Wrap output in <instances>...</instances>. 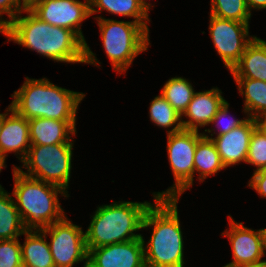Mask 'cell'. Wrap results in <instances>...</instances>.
Instances as JSON below:
<instances>
[{
	"mask_svg": "<svg viewBox=\"0 0 266 267\" xmlns=\"http://www.w3.org/2000/svg\"><path fill=\"white\" fill-rule=\"evenodd\" d=\"M20 13L2 32L14 41L54 62L85 63L86 43L72 30L53 26L36 17L29 9Z\"/></svg>",
	"mask_w": 266,
	"mask_h": 267,
	"instance_id": "6da1fadb",
	"label": "cell"
},
{
	"mask_svg": "<svg viewBox=\"0 0 266 267\" xmlns=\"http://www.w3.org/2000/svg\"><path fill=\"white\" fill-rule=\"evenodd\" d=\"M179 199L158 198L146 211L142 229L153 227L143 239L146 267H184V240L177 209Z\"/></svg>",
	"mask_w": 266,
	"mask_h": 267,
	"instance_id": "7a4b0ae2",
	"label": "cell"
},
{
	"mask_svg": "<svg viewBox=\"0 0 266 267\" xmlns=\"http://www.w3.org/2000/svg\"><path fill=\"white\" fill-rule=\"evenodd\" d=\"M86 96L54 85L47 78H25L22 86L11 95L12 108L29 119L45 118L60 121H76L79 104Z\"/></svg>",
	"mask_w": 266,
	"mask_h": 267,
	"instance_id": "3957f363",
	"label": "cell"
},
{
	"mask_svg": "<svg viewBox=\"0 0 266 267\" xmlns=\"http://www.w3.org/2000/svg\"><path fill=\"white\" fill-rule=\"evenodd\" d=\"M14 202L26 230H43L66 214L59 203V195L69 197L62 188L24 175L13 165Z\"/></svg>",
	"mask_w": 266,
	"mask_h": 267,
	"instance_id": "277c9868",
	"label": "cell"
},
{
	"mask_svg": "<svg viewBox=\"0 0 266 267\" xmlns=\"http://www.w3.org/2000/svg\"><path fill=\"white\" fill-rule=\"evenodd\" d=\"M151 202L114 201L98 206L85 231L87 249L122 243L142 237V229ZM135 232V233H134Z\"/></svg>",
	"mask_w": 266,
	"mask_h": 267,
	"instance_id": "5b68a950",
	"label": "cell"
},
{
	"mask_svg": "<svg viewBox=\"0 0 266 267\" xmlns=\"http://www.w3.org/2000/svg\"><path fill=\"white\" fill-rule=\"evenodd\" d=\"M99 26L102 46L113 70L122 75L133 60L150 45L149 32L139 23L94 17ZM123 72V73H122Z\"/></svg>",
	"mask_w": 266,
	"mask_h": 267,
	"instance_id": "8992f818",
	"label": "cell"
},
{
	"mask_svg": "<svg viewBox=\"0 0 266 267\" xmlns=\"http://www.w3.org/2000/svg\"><path fill=\"white\" fill-rule=\"evenodd\" d=\"M74 144L31 145L21 166L24 175L67 191L71 178ZM27 172V173H26Z\"/></svg>",
	"mask_w": 266,
	"mask_h": 267,
	"instance_id": "52a82bcc",
	"label": "cell"
},
{
	"mask_svg": "<svg viewBox=\"0 0 266 267\" xmlns=\"http://www.w3.org/2000/svg\"><path fill=\"white\" fill-rule=\"evenodd\" d=\"M203 137L202 133L191 130H181L167 134V152L171 170L174 175V184L162 192H154V199L175 198L193 186L194 181V154L197 142Z\"/></svg>",
	"mask_w": 266,
	"mask_h": 267,
	"instance_id": "ba28073f",
	"label": "cell"
},
{
	"mask_svg": "<svg viewBox=\"0 0 266 267\" xmlns=\"http://www.w3.org/2000/svg\"><path fill=\"white\" fill-rule=\"evenodd\" d=\"M29 10L42 21L74 31L86 43L85 63L100 66L81 29V23L90 17L89 0H41Z\"/></svg>",
	"mask_w": 266,
	"mask_h": 267,
	"instance_id": "9c48e42d",
	"label": "cell"
},
{
	"mask_svg": "<svg viewBox=\"0 0 266 267\" xmlns=\"http://www.w3.org/2000/svg\"><path fill=\"white\" fill-rule=\"evenodd\" d=\"M41 231L51 238L48 244L55 267H73L79 262L87 267L88 249L82 227L73 224L65 215L60 221Z\"/></svg>",
	"mask_w": 266,
	"mask_h": 267,
	"instance_id": "30bf717a",
	"label": "cell"
},
{
	"mask_svg": "<svg viewBox=\"0 0 266 267\" xmlns=\"http://www.w3.org/2000/svg\"><path fill=\"white\" fill-rule=\"evenodd\" d=\"M209 33L224 66L231 71L239 62L246 46L255 38L249 34V24L209 16Z\"/></svg>",
	"mask_w": 266,
	"mask_h": 267,
	"instance_id": "8fae6325",
	"label": "cell"
},
{
	"mask_svg": "<svg viewBox=\"0 0 266 267\" xmlns=\"http://www.w3.org/2000/svg\"><path fill=\"white\" fill-rule=\"evenodd\" d=\"M229 230L222 232L228 237L232 249V262L222 267H239L262 260L266 255L264 228L254 230L245 227L242 222H236L231 215L228 216Z\"/></svg>",
	"mask_w": 266,
	"mask_h": 267,
	"instance_id": "7c38bea8",
	"label": "cell"
},
{
	"mask_svg": "<svg viewBox=\"0 0 266 267\" xmlns=\"http://www.w3.org/2000/svg\"><path fill=\"white\" fill-rule=\"evenodd\" d=\"M143 239L88 249L87 267H146Z\"/></svg>",
	"mask_w": 266,
	"mask_h": 267,
	"instance_id": "4fadbf2b",
	"label": "cell"
},
{
	"mask_svg": "<svg viewBox=\"0 0 266 267\" xmlns=\"http://www.w3.org/2000/svg\"><path fill=\"white\" fill-rule=\"evenodd\" d=\"M258 125L259 120L248 117L243 124L230 132L210 138L225 168L240 162L246 163L251 136Z\"/></svg>",
	"mask_w": 266,
	"mask_h": 267,
	"instance_id": "5bb4252c",
	"label": "cell"
},
{
	"mask_svg": "<svg viewBox=\"0 0 266 267\" xmlns=\"http://www.w3.org/2000/svg\"><path fill=\"white\" fill-rule=\"evenodd\" d=\"M225 101L222 91L218 87L195 92L186 111L181 116L183 129L199 131V127L210 125L213 117ZM184 116L188 120H183Z\"/></svg>",
	"mask_w": 266,
	"mask_h": 267,
	"instance_id": "9a60e30c",
	"label": "cell"
},
{
	"mask_svg": "<svg viewBox=\"0 0 266 267\" xmlns=\"http://www.w3.org/2000/svg\"><path fill=\"white\" fill-rule=\"evenodd\" d=\"M30 146L28 120L12 108L11 111L7 112L1 129L0 155L6 159L7 154L13 152L22 163Z\"/></svg>",
	"mask_w": 266,
	"mask_h": 267,
	"instance_id": "2e32d148",
	"label": "cell"
},
{
	"mask_svg": "<svg viewBox=\"0 0 266 267\" xmlns=\"http://www.w3.org/2000/svg\"><path fill=\"white\" fill-rule=\"evenodd\" d=\"M30 144L53 145L74 144L71 135H76V121L56 119H29Z\"/></svg>",
	"mask_w": 266,
	"mask_h": 267,
	"instance_id": "e0dca14e",
	"label": "cell"
},
{
	"mask_svg": "<svg viewBox=\"0 0 266 267\" xmlns=\"http://www.w3.org/2000/svg\"><path fill=\"white\" fill-rule=\"evenodd\" d=\"M230 73L233 78H249L266 82V41L255 36Z\"/></svg>",
	"mask_w": 266,
	"mask_h": 267,
	"instance_id": "ac0fdd59",
	"label": "cell"
},
{
	"mask_svg": "<svg viewBox=\"0 0 266 267\" xmlns=\"http://www.w3.org/2000/svg\"><path fill=\"white\" fill-rule=\"evenodd\" d=\"M25 242L20 244L23 267H55L47 242L41 230H26Z\"/></svg>",
	"mask_w": 266,
	"mask_h": 267,
	"instance_id": "d6986e66",
	"label": "cell"
},
{
	"mask_svg": "<svg viewBox=\"0 0 266 267\" xmlns=\"http://www.w3.org/2000/svg\"><path fill=\"white\" fill-rule=\"evenodd\" d=\"M89 6L90 16L105 10L113 15L131 17L133 22L150 31L147 24L150 22L149 13L140 0H89Z\"/></svg>",
	"mask_w": 266,
	"mask_h": 267,
	"instance_id": "ffe728a7",
	"label": "cell"
},
{
	"mask_svg": "<svg viewBox=\"0 0 266 267\" xmlns=\"http://www.w3.org/2000/svg\"><path fill=\"white\" fill-rule=\"evenodd\" d=\"M234 81L245 100L242 112L257 120L266 118V82L249 78H234Z\"/></svg>",
	"mask_w": 266,
	"mask_h": 267,
	"instance_id": "44dd1931",
	"label": "cell"
},
{
	"mask_svg": "<svg viewBox=\"0 0 266 267\" xmlns=\"http://www.w3.org/2000/svg\"><path fill=\"white\" fill-rule=\"evenodd\" d=\"M10 194L0 185V240L18 238L26 231Z\"/></svg>",
	"mask_w": 266,
	"mask_h": 267,
	"instance_id": "7402d4cb",
	"label": "cell"
},
{
	"mask_svg": "<svg viewBox=\"0 0 266 267\" xmlns=\"http://www.w3.org/2000/svg\"><path fill=\"white\" fill-rule=\"evenodd\" d=\"M226 169L214 142L204 136L197 142L194 154V175L198 172V180L203 182L208 176Z\"/></svg>",
	"mask_w": 266,
	"mask_h": 267,
	"instance_id": "603a6c76",
	"label": "cell"
},
{
	"mask_svg": "<svg viewBox=\"0 0 266 267\" xmlns=\"http://www.w3.org/2000/svg\"><path fill=\"white\" fill-rule=\"evenodd\" d=\"M160 94L182 116L191 102L195 90L188 79L176 76L166 81Z\"/></svg>",
	"mask_w": 266,
	"mask_h": 267,
	"instance_id": "cb8c5ba5",
	"label": "cell"
},
{
	"mask_svg": "<svg viewBox=\"0 0 266 267\" xmlns=\"http://www.w3.org/2000/svg\"><path fill=\"white\" fill-rule=\"evenodd\" d=\"M149 116L152 123L166 129L167 134L183 130L180 114L161 94L154 97L150 102ZM170 127L173 128L169 130Z\"/></svg>",
	"mask_w": 266,
	"mask_h": 267,
	"instance_id": "d4e9b609",
	"label": "cell"
},
{
	"mask_svg": "<svg viewBox=\"0 0 266 267\" xmlns=\"http://www.w3.org/2000/svg\"><path fill=\"white\" fill-rule=\"evenodd\" d=\"M210 15L249 24L251 13L246 0H211Z\"/></svg>",
	"mask_w": 266,
	"mask_h": 267,
	"instance_id": "484cf974",
	"label": "cell"
},
{
	"mask_svg": "<svg viewBox=\"0 0 266 267\" xmlns=\"http://www.w3.org/2000/svg\"><path fill=\"white\" fill-rule=\"evenodd\" d=\"M246 164L254 165V171L266 169V132L259 125L252 133Z\"/></svg>",
	"mask_w": 266,
	"mask_h": 267,
	"instance_id": "4316f807",
	"label": "cell"
},
{
	"mask_svg": "<svg viewBox=\"0 0 266 267\" xmlns=\"http://www.w3.org/2000/svg\"><path fill=\"white\" fill-rule=\"evenodd\" d=\"M228 109H229V103H228V101H225L223 103V105L218 109L216 115L213 117L212 121L210 122V124H212V125L214 124L215 127L217 128L216 129V130H218L217 133H215V131H216L215 128L214 129L213 128L212 129H209V128L205 129L204 130L205 132L202 133L205 138L210 139V138H213L214 134H216V136H219V135L228 133L232 129L239 127L241 124H243L247 120L248 117H246L245 119L244 118L243 119H236L233 116L231 117V115L229 117L230 113H229ZM225 119H226V121H223ZM225 122H227V123H225ZM212 131H214V132H212ZM206 132L209 133V135L211 133L212 137L209 136L208 134H205Z\"/></svg>",
	"mask_w": 266,
	"mask_h": 267,
	"instance_id": "83f0119b",
	"label": "cell"
},
{
	"mask_svg": "<svg viewBox=\"0 0 266 267\" xmlns=\"http://www.w3.org/2000/svg\"><path fill=\"white\" fill-rule=\"evenodd\" d=\"M20 240H0V267H23Z\"/></svg>",
	"mask_w": 266,
	"mask_h": 267,
	"instance_id": "f1b7e54d",
	"label": "cell"
},
{
	"mask_svg": "<svg viewBox=\"0 0 266 267\" xmlns=\"http://www.w3.org/2000/svg\"><path fill=\"white\" fill-rule=\"evenodd\" d=\"M24 10L20 0H0V33ZM4 14L9 19L2 18Z\"/></svg>",
	"mask_w": 266,
	"mask_h": 267,
	"instance_id": "f546056e",
	"label": "cell"
},
{
	"mask_svg": "<svg viewBox=\"0 0 266 267\" xmlns=\"http://www.w3.org/2000/svg\"><path fill=\"white\" fill-rule=\"evenodd\" d=\"M248 187L254 189L261 198H266V169L254 171Z\"/></svg>",
	"mask_w": 266,
	"mask_h": 267,
	"instance_id": "4dcf8cb0",
	"label": "cell"
},
{
	"mask_svg": "<svg viewBox=\"0 0 266 267\" xmlns=\"http://www.w3.org/2000/svg\"><path fill=\"white\" fill-rule=\"evenodd\" d=\"M248 10L252 14V10L266 9V0H246Z\"/></svg>",
	"mask_w": 266,
	"mask_h": 267,
	"instance_id": "1f68e13d",
	"label": "cell"
},
{
	"mask_svg": "<svg viewBox=\"0 0 266 267\" xmlns=\"http://www.w3.org/2000/svg\"><path fill=\"white\" fill-rule=\"evenodd\" d=\"M24 9H30L34 4L41 0H20Z\"/></svg>",
	"mask_w": 266,
	"mask_h": 267,
	"instance_id": "d6a6232c",
	"label": "cell"
},
{
	"mask_svg": "<svg viewBox=\"0 0 266 267\" xmlns=\"http://www.w3.org/2000/svg\"><path fill=\"white\" fill-rule=\"evenodd\" d=\"M239 267H266V260H261L259 262L247 264V265H242Z\"/></svg>",
	"mask_w": 266,
	"mask_h": 267,
	"instance_id": "836d02e7",
	"label": "cell"
},
{
	"mask_svg": "<svg viewBox=\"0 0 266 267\" xmlns=\"http://www.w3.org/2000/svg\"><path fill=\"white\" fill-rule=\"evenodd\" d=\"M11 109H12V105L10 104V105L5 109V112H6V113H0V134H1V129H2L4 120H5V116H6L7 112L11 111Z\"/></svg>",
	"mask_w": 266,
	"mask_h": 267,
	"instance_id": "e575fe53",
	"label": "cell"
},
{
	"mask_svg": "<svg viewBox=\"0 0 266 267\" xmlns=\"http://www.w3.org/2000/svg\"><path fill=\"white\" fill-rule=\"evenodd\" d=\"M141 4L143 5V7L149 12L151 9V6L154 7L153 5H151V3H148L146 0H140Z\"/></svg>",
	"mask_w": 266,
	"mask_h": 267,
	"instance_id": "d590c367",
	"label": "cell"
},
{
	"mask_svg": "<svg viewBox=\"0 0 266 267\" xmlns=\"http://www.w3.org/2000/svg\"><path fill=\"white\" fill-rule=\"evenodd\" d=\"M6 159L3 157V156H1L0 155V172H1V170L3 169V168H6V161H5Z\"/></svg>",
	"mask_w": 266,
	"mask_h": 267,
	"instance_id": "8d00e7d4",
	"label": "cell"
},
{
	"mask_svg": "<svg viewBox=\"0 0 266 267\" xmlns=\"http://www.w3.org/2000/svg\"><path fill=\"white\" fill-rule=\"evenodd\" d=\"M259 126L266 132V118L259 120Z\"/></svg>",
	"mask_w": 266,
	"mask_h": 267,
	"instance_id": "74e56055",
	"label": "cell"
},
{
	"mask_svg": "<svg viewBox=\"0 0 266 267\" xmlns=\"http://www.w3.org/2000/svg\"><path fill=\"white\" fill-rule=\"evenodd\" d=\"M265 232V246H266V228L264 229Z\"/></svg>",
	"mask_w": 266,
	"mask_h": 267,
	"instance_id": "f35d334b",
	"label": "cell"
}]
</instances>
